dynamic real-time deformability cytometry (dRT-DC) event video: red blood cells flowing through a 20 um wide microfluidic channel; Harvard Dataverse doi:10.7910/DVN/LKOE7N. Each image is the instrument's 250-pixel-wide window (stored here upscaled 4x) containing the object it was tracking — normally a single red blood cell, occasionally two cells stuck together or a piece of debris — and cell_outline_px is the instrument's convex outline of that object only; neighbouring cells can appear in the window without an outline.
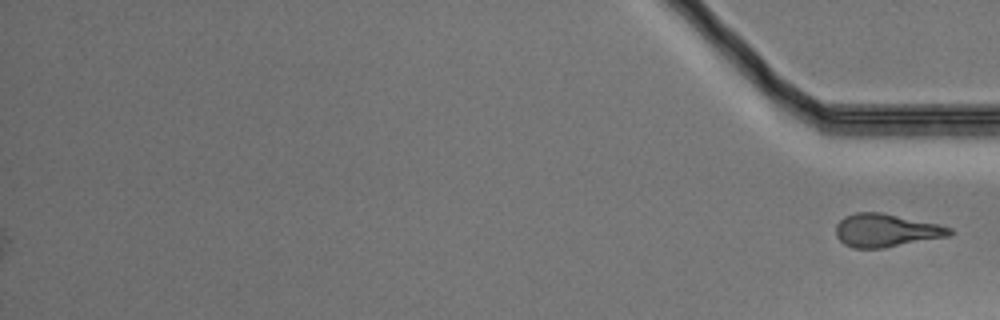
{"species": "Egyptian fruit bat (a non-hibernating species)", "species_latin": "Rousettus aegyptiacus", "temperature_condition": "warm", "stored_images_in_passage": 50, "segment_of_instrument_passage": [2, 2], "camera_frame_rate_fps": 3000, "um_per_image_px": 0.085, "animal": {"sex": "male"}, "frame": {"image": 1, "passage_image": 50, "time_ms": 16.333, "image_size_px": [1000, 320], "cell_outline_px": [[956, 232], [948, 236], [884, 248], [852, 248], [844, 244], [836, 236], [836, 224], [844, 216], [856, 212], [880, 212], [940, 224], [952, 228]], "centroid_in_image_um": [75.32, 19.58], "position_along_channel_um": 359.9, "area_um2": 22.08}}